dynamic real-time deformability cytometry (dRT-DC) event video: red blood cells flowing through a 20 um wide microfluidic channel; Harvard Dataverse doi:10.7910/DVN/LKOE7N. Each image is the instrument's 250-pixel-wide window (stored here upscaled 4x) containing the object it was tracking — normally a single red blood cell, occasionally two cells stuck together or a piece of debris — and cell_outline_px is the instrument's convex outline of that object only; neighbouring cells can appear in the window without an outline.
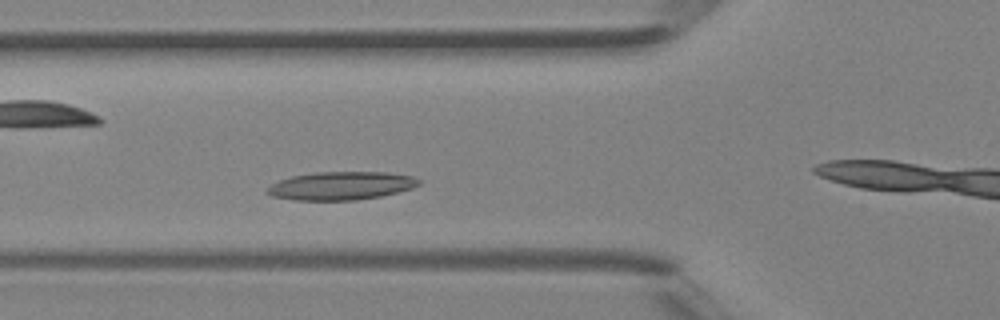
{"species": "Egyptian fruit bat (a non-hibernating species)", "species_latin": "Rousettus aegyptiacus", "temperature_condition": "room temperature", "stored_images_in_passage": 29, "camera_frame_rate_fps": 3000, "um_per_image_px": 0.085, "animal": {"sex": "female"}, "frame": {"image": 1, "passage_image": 5, "time_ms": 1.333, "image_size_px": [1000, 320], "cell_outline_px": [[424, 180], [420, 184], [412, 188], [380, 196], [356, 200], [296, 200], [272, 196], [264, 192], [272, 184], [280, 180], [292, 176], [316, 172], [388, 172], [412, 176]], "centroid_in_image_um": [29.02, 15.78], "position_along_channel_um": 96.8, "area_um2": 24.91}}